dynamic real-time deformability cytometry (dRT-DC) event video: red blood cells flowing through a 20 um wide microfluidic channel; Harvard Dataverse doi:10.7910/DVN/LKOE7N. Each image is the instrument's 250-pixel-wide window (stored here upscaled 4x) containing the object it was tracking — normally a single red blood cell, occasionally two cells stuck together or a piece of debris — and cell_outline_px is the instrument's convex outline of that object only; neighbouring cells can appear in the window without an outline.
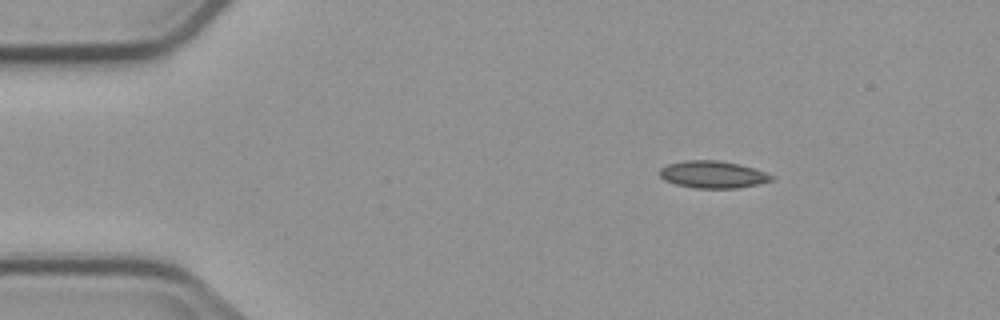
{"species": "common noctule bat (a hibernating species)", "species_latin": "Nyctalus noctula", "temperature_condition": "cold", "stored_images_in_passage": 4, "camera_frame_rate_fps": 3000, "um_per_image_px": 0.085, "animal": {"sex": "male", "body_mass_g": 23.1, "forearm_length_mm": 52.7}, "frame": {"image": 1, "passage_image": 2, "time_ms": 1.333, "image_size_px": [1000, 320], "cell_outline_px": [[776, 180], [736, 188], [696, 188], [676, 184], [664, 180], [660, 176], [660, 168], [668, 164], [684, 160], [716, 160], [740, 164], [776, 176]], "centroid_in_image_um": [60.6, 14.83], "position_along_channel_um": 24.4, "area_um2": 17.69}}